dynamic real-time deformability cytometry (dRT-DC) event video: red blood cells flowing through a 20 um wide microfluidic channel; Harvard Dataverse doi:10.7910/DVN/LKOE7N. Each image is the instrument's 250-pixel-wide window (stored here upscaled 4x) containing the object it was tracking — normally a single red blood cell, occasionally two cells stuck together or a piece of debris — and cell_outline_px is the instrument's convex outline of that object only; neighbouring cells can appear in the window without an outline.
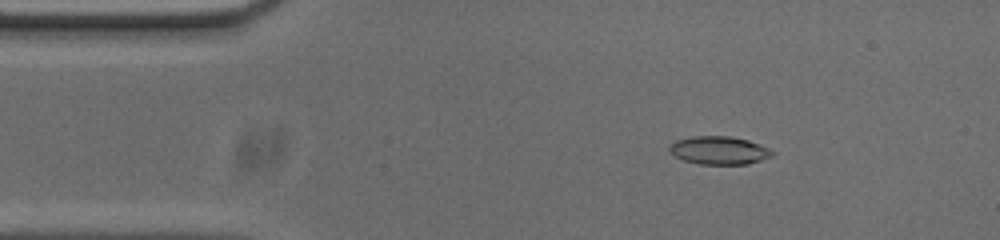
{"species": "common noctule bat (a hibernating species)", "species_latin": "Nyctalus noctula", "temperature_condition": "cold", "stored_images_in_passage": 54, "camera_frame_rate_fps": 3000, "um_per_image_px": 0.085, "animal": {"sex": "male", "body_mass_g": 20.0, "forearm_length_mm": 53.3}, "frame": {"image": 1, "passage_image": 8, "time_ms": 2.333, "image_size_px": [1000, 240], "cell_outline_px": [[772, 156], [748, 164], [700, 164], [684, 160], [676, 156], [668, 148], [676, 140], [692, 136], [728, 136], [748, 140], [760, 144], [768, 148], [772, 152]], "centroid_in_image_um": [61.13, 12.77], "position_along_channel_um": 23.9, "area_um2": 16.59}}
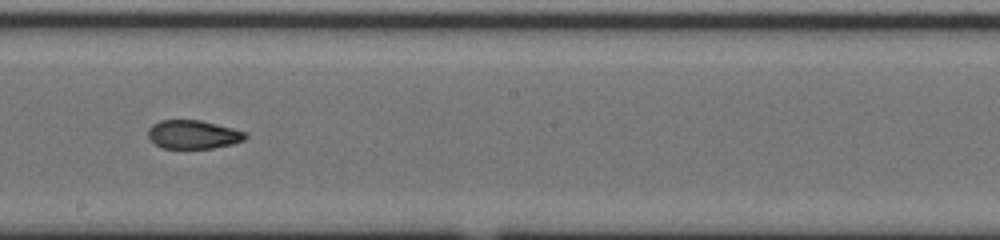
{"frame": {"image": 2, "passage_image": 29, "time_ms": 9.333, "image_size_px": [1000, 240], "cell_outline_px": [[248, 136], [244, 140], [232, 144], [212, 148], [164, 148], [156, 144], [148, 136], [148, 128], [152, 124], [160, 120], [200, 120], [248, 132]], "centroid_in_image_um": [16.44, 11.42], "position_along_channel_um": 231.8, "area_um2": 16.18}}
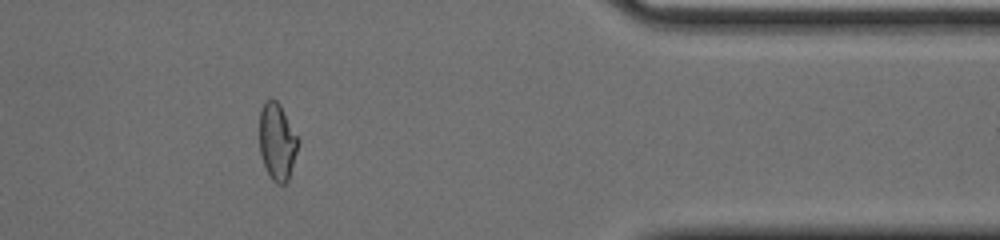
{"frame": {"image": 3, "passage_image": 44, "time_ms": 14.333, "image_size_px": [1000, 240], "cell_outline_px": [[300, 140], [288, 180], [284, 184], [276, 184], [272, 180], [264, 164], [260, 152], [260, 108], [264, 100], [276, 100], [280, 104]], "centroid_in_image_um": [23.56, 12.02], "position_along_channel_um": 387.8, "area_um2": 17.28}, "authors_computed_cell_mechanics": {"area_um2": 17.1377, "velocity_mm_per_s": 3.714, "shape_relaxation_time_tau1_ms": null, "shape_relaxation_time_tau2_ms": 3.7472, "deformation_change_tau1": null, "deformation_change_tau2": 0.0988}}